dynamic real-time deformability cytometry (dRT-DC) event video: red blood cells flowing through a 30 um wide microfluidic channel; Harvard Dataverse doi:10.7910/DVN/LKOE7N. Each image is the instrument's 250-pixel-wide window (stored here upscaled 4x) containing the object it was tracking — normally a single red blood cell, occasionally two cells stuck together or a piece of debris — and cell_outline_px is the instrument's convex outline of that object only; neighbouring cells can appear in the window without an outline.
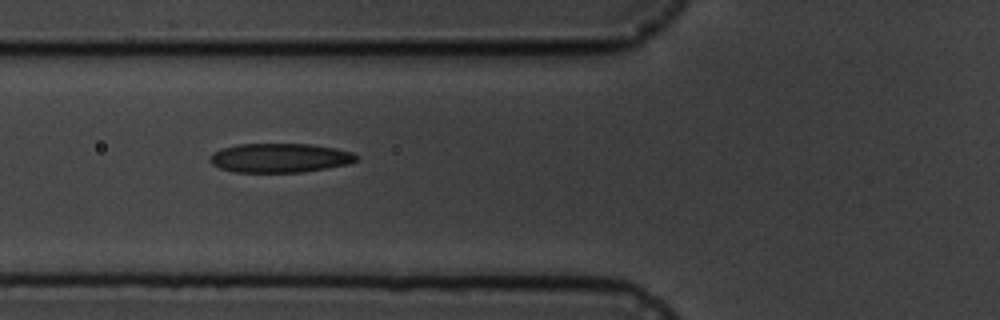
{"species": "common noctule bat (a hibernating species)", "species_latin": "Nyctalus noctula", "temperature_condition": "cold", "stored_images_in_passage": 7, "camera_frame_rate_fps": 3000, "um_per_image_px": 0.085, "animal": {"sex": "male", "body_mass_g": 19.5, "forearm_length_mm": 54.6}, "frame": {"image": 1, "passage_image": 7, "time_ms": 7.0, "image_size_px": [1000, 320], "cell_outline_px": [[356, 160], [348, 164], [304, 172], [232, 172], [220, 168], [212, 164], [208, 160], [212, 152], [220, 148], [240, 144], [312, 144], [336, 148], [352, 152], [356, 156]], "centroid_in_image_um": [23.74, 13.42], "position_along_channel_um": 102.1, "area_um2": 24.97}}